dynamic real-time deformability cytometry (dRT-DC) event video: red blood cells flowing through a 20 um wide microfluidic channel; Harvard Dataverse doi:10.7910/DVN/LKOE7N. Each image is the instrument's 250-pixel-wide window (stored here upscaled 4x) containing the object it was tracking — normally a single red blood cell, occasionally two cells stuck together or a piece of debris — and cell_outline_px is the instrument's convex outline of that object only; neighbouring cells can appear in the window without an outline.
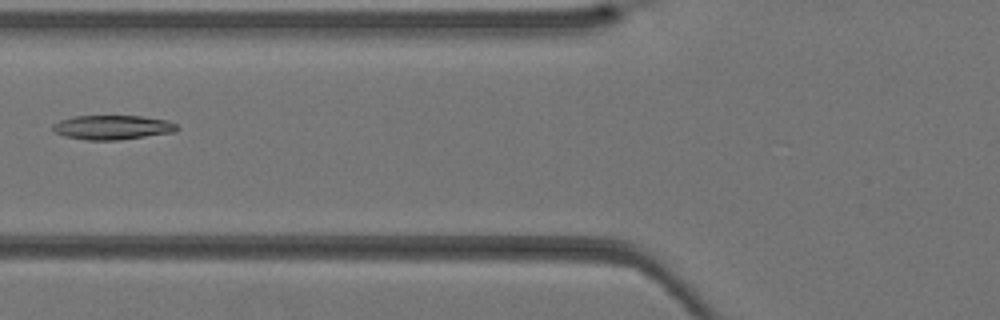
{"species": "Egyptian fruit bat (a non-hibernating species)", "species_latin": "Rousettus aegyptiacus", "temperature_condition": "warm", "stored_images_in_passage": 40, "camera_frame_rate_fps": 3000, "um_per_image_px": 0.085, "animal": {"sex": "female"}, "frame": {"image": 1, "passage_image": 16, "time_ms": 5.0, "image_size_px": [1000, 320], "cell_outline_px": [[180, 128], [176, 132], [120, 140], [84, 140], [64, 136], [52, 132], [52, 124], [60, 120], [72, 116], [140, 116], [168, 120], [176, 124]], "centroid_in_image_um": [9.55, 10.83], "position_along_channel_um": 116.3, "area_um2": 17.92}}
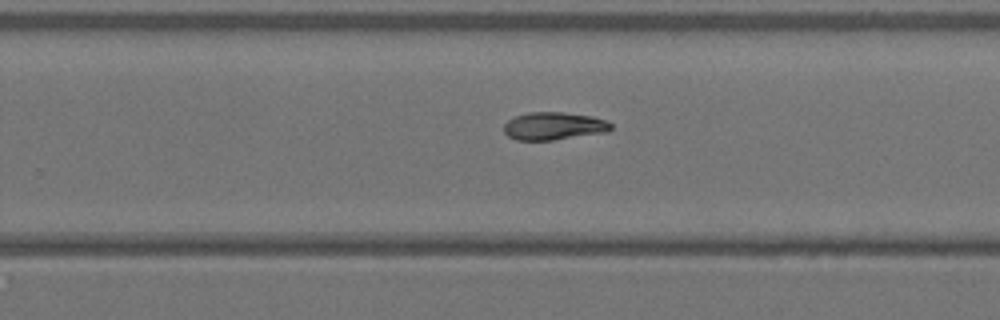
{"frame": {"image": 2, "passage_image": 26, "time_ms": 8.333, "image_size_px": [1000, 320], "cell_outline_px": [[612, 128], [608, 132], [552, 140], [516, 140], [508, 136], [504, 132], [504, 124], [508, 120], [516, 116], [528, 112], [560, 112], [592, 116], [604, 120], [612, 124]], "centroid_in_image_um": [47.06, 10.71], "position_along_channel_um": 282.7, "area_um2": 17.28}}
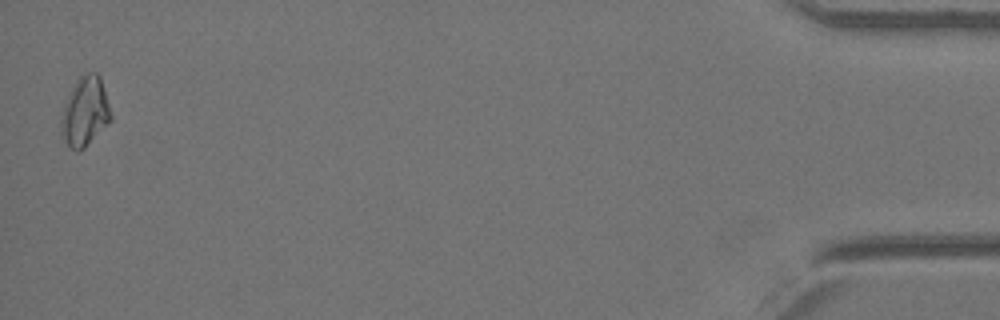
{"frame": {"image": 3, "passage_image": 40, "time_ms": 13.0, "image_size_px": [1000, 320], "cell_outline_px": [[112, 120], [84, 148], [76, 152], [68, 144], [60, 132], [60, 120], [64, 104], [76, 80], [84, 72], [96, 72], [100, 76], [112, 116]], "centroid_in_image_um": [7.22, 9.48], "position_along_channel_um": 428.0, "area_um2": 20.0}}